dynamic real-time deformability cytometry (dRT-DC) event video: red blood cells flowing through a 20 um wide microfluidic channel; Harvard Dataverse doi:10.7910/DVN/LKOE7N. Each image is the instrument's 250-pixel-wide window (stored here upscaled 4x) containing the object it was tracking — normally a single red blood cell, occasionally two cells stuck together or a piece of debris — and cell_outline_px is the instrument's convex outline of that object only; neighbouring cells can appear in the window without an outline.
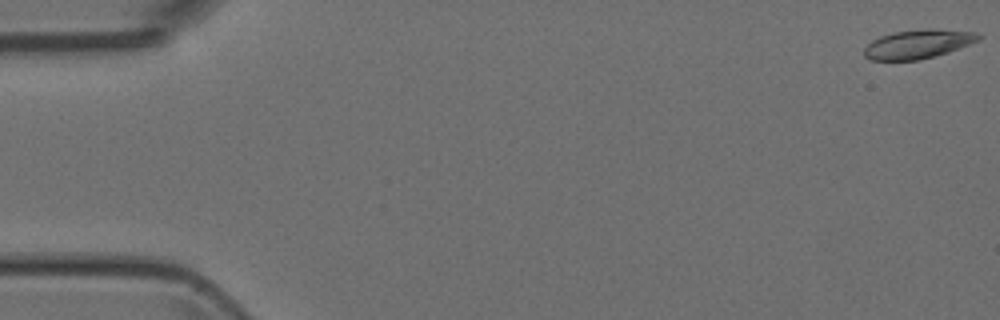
{"species": "Egyptian fruit bat (a non-hibernating species)", "species_latin": "Rousettus aegyptiacus", "temperature_condition": "room temperature", "stored_images_in_passage": 51, "camera_frame_rate_fps": 3000, "um_per_image_px": 0.085, "animal": {"sex": "female"}, "frame": {"image": 1, "passage_image": 1, "time_ms": 0.0, "image_size_px": [1000, 320], "cell_outline_px": [[984, 36], [980, 40], [948, 52], [920, 60], [872, 60], [864, 56], [864, 48], [872, 40], [880, 36], [896, 32], [932, 28], [976, 32]], "centroid_in_image_um": [78.06, 3.74], "position_along_channel_um": 6.9, "area_um2": 19.25}}
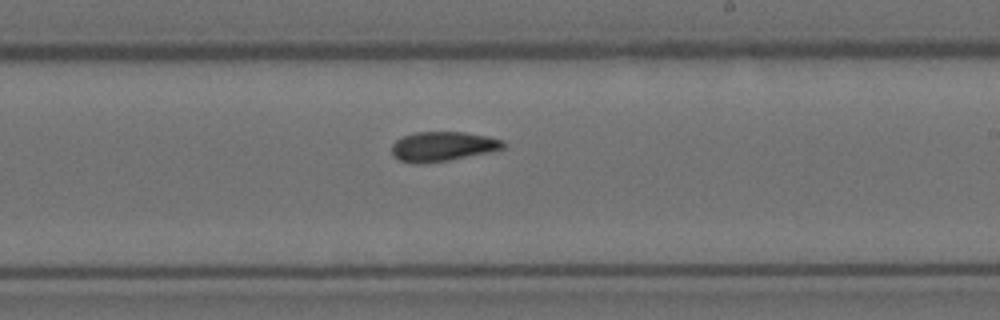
{"frame": {"image": 2, "passage_image": 30, "time_ms": 9.667, "image_size_px": [1000, 320], "cell_outline_px": [[504, 148], [488, 152], [448, 160], [400, 160], [392, 152], [392, 144], [396, 140], [404, 136], [416, 132], [464, 132], [488, 136], [504, 140]], "centroid_in_image_um": [37.71, 12.38], "position_along_channel_um": 251.3, "area_um2": 18.26}}
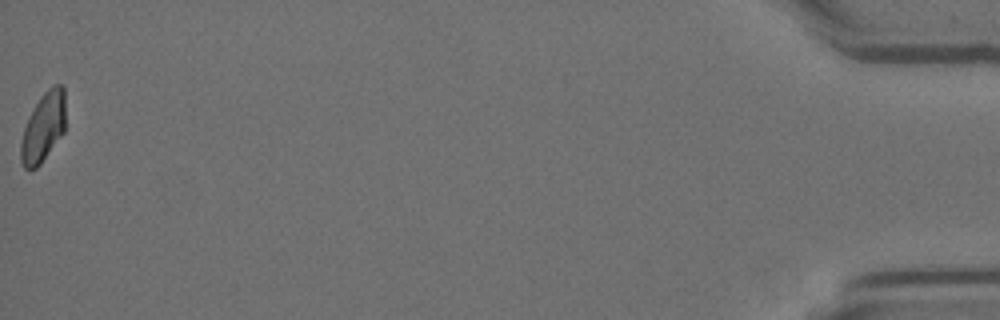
{"frame": {"image": 3, "passage_image": 51, "time_ms": 16.667, "image_size_px": [1000, 320], "cell_outline_px": [[64, 132], [40, 164], [36, 168], [24, 168], [20, 160], [20, 144], [24, 128], [40, 96], [52, 84], [60, 84], [64, 88]], "centroid_in_image_um": [3.68, 10.81], "position_along_channel_um": 431.5, "area_um2": 17.74}}